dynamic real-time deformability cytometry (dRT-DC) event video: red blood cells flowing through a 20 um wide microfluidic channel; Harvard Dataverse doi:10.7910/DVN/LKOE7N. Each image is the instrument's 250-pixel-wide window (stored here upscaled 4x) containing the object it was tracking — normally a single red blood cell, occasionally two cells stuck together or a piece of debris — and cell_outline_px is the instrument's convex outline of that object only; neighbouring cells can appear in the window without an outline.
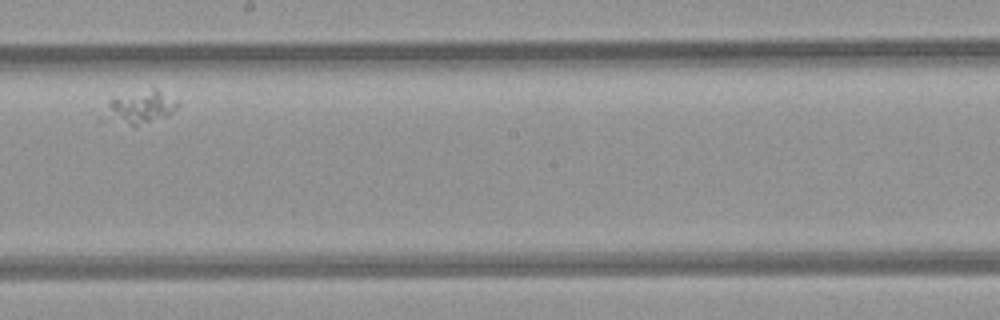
{"species": "common noctule bat (a hibernating species)", "species_latin": "Nyctalus noctula", "temperature_condition": "room temperature", "stored_images_in_passage": 5, "camera_frame_rate_fps": 3000, "um_per_image_px": 0.085, "animal": {"sex": "female", "body_mass_g": 21.9}, "frame": {"image": 1, "passage_image": 5, "time_ms": 4.667, "image_size_px": [1000, 320], "cell_outline_px": [[180, 104], [168, 116], [136, 124], [132, 124], [96, 120], [108, 104], [112, 100], [152, 88], [156, 88], [176, 100]], "centroid_in_image_um": [11.85, 9.14], "position_along_channel_um": 236.4, "area_um2": 13.7}}